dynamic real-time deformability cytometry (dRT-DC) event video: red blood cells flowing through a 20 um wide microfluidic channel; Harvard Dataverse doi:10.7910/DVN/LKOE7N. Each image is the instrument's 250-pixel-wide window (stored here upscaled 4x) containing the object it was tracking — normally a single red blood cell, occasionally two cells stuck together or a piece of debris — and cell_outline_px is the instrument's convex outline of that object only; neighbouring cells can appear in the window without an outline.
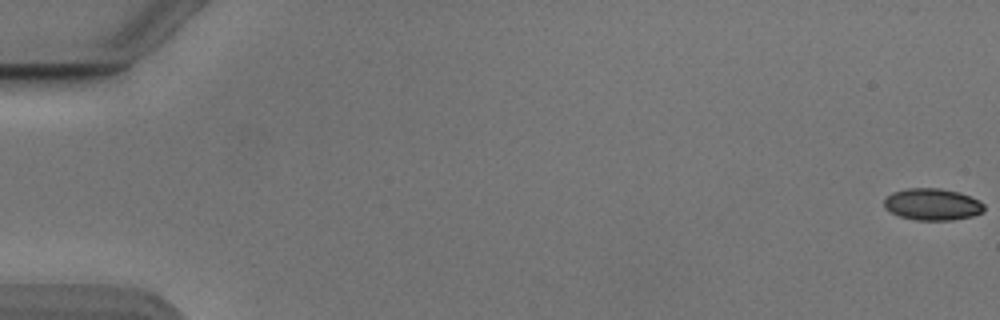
{"species": "Egyptian fruit bat (a non-hibernating species)", "species_latin": "Rousettus aegyptiacus", "temperature_condition": "cold", "stored_images_in_passage": 3, "camera_frame_rate_fps": 3000, "um_per_image_px": 0.085, "animal": {"sex": "male"}, "frame": {"image": 1, "passage_image": 1, "time_ms": 0.0, "image_size_px": [1000, 320], "cell_outline_px": [[984, 212], [972, 216], [952, 220], [916, 220], [900, 216], [884, 208], [884, 196], [892, 192], [904, 188], [940, 188], [960, 192], [980, 200], [984, 204]], "centroid_in_image_um": [79.25, 17.35], "position_along_channel_um": 5.8, "area_um2": 18.79}}